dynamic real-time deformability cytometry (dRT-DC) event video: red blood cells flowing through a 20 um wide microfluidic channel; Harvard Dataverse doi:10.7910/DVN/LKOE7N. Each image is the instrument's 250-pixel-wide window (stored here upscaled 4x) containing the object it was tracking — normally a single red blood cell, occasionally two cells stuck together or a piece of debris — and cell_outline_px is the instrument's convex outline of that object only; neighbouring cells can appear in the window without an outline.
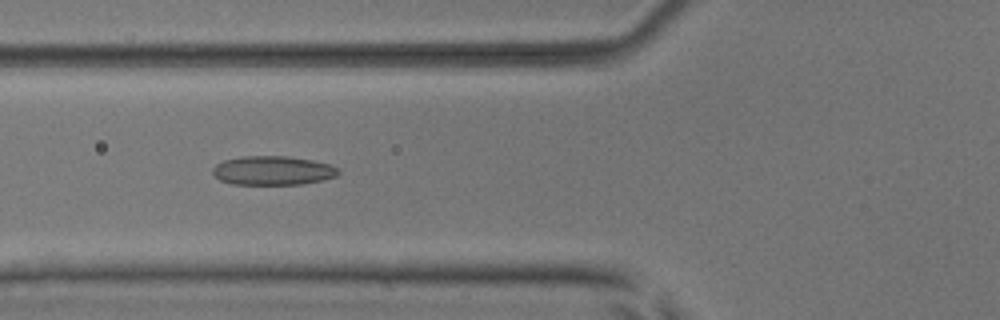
{"species": "common noctule bat (a hibernating species)", "species_latin": "Nyctalus noctula", "temperature_condition": "room temperature", "stored_images_in_passage": 6, "camera_frame_rate_fps": 3000, "um_per_image_px": 0.085, "animal": {"sex": "male", "body_mass_g": 17.9, "forearm_length_mm": 54.2}, "frame": {"image": 1, "passage_image": 5, "time_ms": 4.667, "image_size_px": [1000, 320], "cell_outline_px": [[340, 172], [336, 176], [320, 180], [300, 184], [232, 184], [220, 180], [212, 172], [212, 168], [216, 164], [224, 160], [244, 156], [288, 156], [312, 160], [332, 164], [340, 168]], "centroid_in_image_um": [23.21, 14.48], "position_along_channel_um": 102.6, "area_um2": 21.27}}
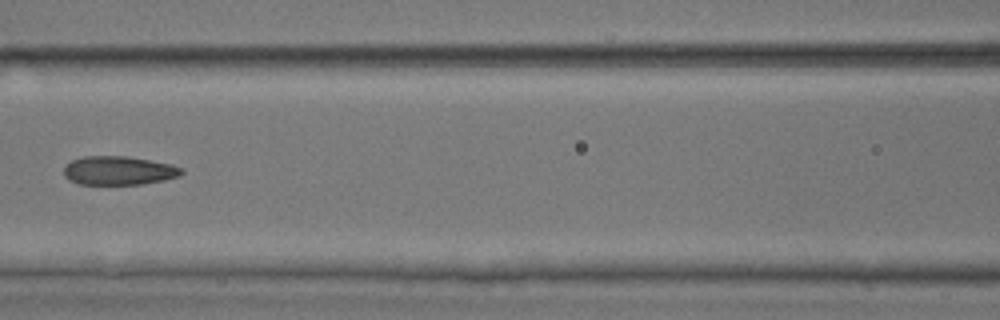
{"frame": {"image": 2, "passage_image": 6, "time_ms": 6.0, "image_size_px": [1000, 320], "cell_outline_px": [[184, 172], [180, 176], [164, 180], [140, 184], [76, 184], [68, 180], [64, 176], [64, 168], [72, 160], [84, 156], [128, 156], [172, 164], [184, 168]], "centroid_in_image_um": [10.11, 14.5], "position_along_channel_um": 156.5, "area_um2": 19.88}}